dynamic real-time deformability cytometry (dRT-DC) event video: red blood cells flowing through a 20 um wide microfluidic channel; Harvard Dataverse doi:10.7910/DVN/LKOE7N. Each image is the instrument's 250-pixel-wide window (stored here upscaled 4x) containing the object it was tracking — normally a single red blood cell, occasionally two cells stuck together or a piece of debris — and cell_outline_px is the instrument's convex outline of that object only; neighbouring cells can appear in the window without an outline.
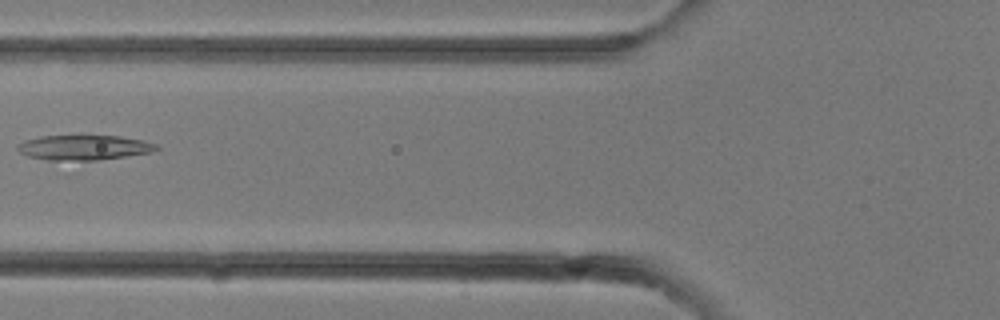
{"species": "common noctule bat (a hibernating species)", "species_latin": "Nyctalus noctula", "temperature_condition": "room temperature", "stored_images_in_passage": 30, "camera_frame_rate_fps": 3000, "um_per_image_px": 0.085, "animal": {"sex": "female"}, "frame": {"image": 1, "passage_image": 12, "time_ms": 3.667, "image_size_px": [1000, 320], "cell_outline_px": [[160, 148], [152, 152], [96, 160], [48, 160], [28, 156], [20, 152], [16, 148], [16, 144], [24, 140], [40, 136], [120, 136], [144, 140], [160, 144]], "centroid_in_image_um": [7.15, 12.53], "position_along_channel_um": 118.7, "area_um2": 20.23}}
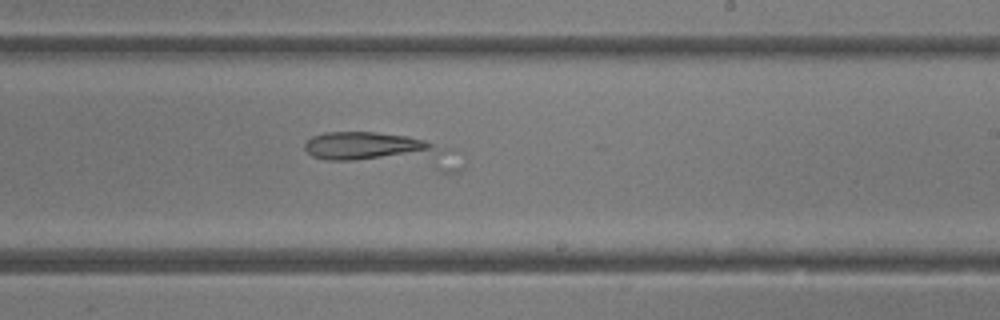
{"frame": {"image": 2, "passage_image": 18, "time_ms": 5.667, "image_size_px": [1000, 320], "cell_outline_px": [[460, 168], [456, 172], [440, 172], [328, 160], [312, 156], [304, 148], [304, 144], [312, 136], [324, 132], [376, 132], [408, 136], [456, 148]], "centroid_in_image_um": [32.62, 12.82], "position_along_channel_um": 256.4, "area_um2": 32.08}}
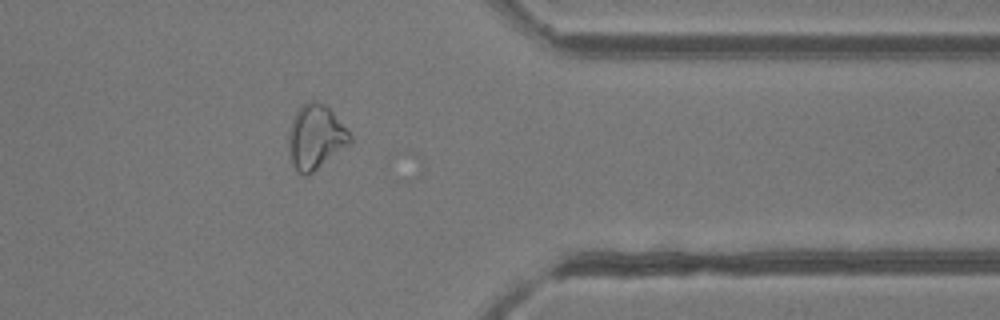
{"frame": {"image": 3, "passage_image": 24, "time_ms": 7.667, "image_size_px": [1000, 320], "cell_outline_px": [[352, 140], [348, 144], [308, 176], [304, 176], [292, 164], [288, 152], [288, 132], [292, 120], [296, 112], [308, 100], [316, 100], [324, 104], [332, 112], [352, 136]], "centroid_in_image_um": [26.79, 11.64], "position_along_channel_um": 384.6, "area_um2": 22.72}}